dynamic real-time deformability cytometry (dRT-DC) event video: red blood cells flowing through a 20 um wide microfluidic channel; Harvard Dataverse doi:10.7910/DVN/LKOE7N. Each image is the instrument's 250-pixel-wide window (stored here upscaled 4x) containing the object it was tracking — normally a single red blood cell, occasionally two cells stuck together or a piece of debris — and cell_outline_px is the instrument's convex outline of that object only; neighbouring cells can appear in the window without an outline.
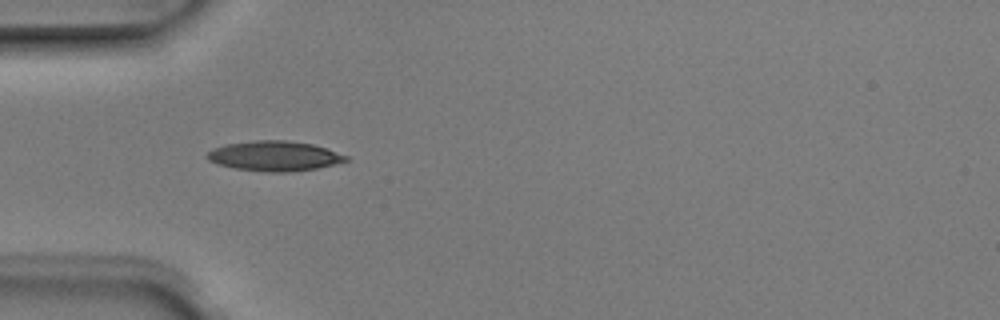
{"species": "Egyptian fruit bat (a non-hibernating species)", "species_latin": "Rousettus aegyptiacus", "temperature_condition": "room temperature", "stored_images_in_passage": 6, "camera_frame_rate_fps": 3000, "um_per_image_px": 0.085, "animal": {"sex": "male"}, "frame": {"image": 1, "passage_image": 5, "time_ms": 1.333, "image_size_px": [1000, 320], "cell_outline_px": [[348, 160], [316, 168], [288, 172], [264, 172], [236, 168], [220, 164], [208, 160], [204, 156], [212, 148], [224, 144], [256, 140], [288, 140], [312, 144], [348, 156]], "centroid_in_image_um": [23.27, 13.25], "position_along_channel_um": 61.7, "area_um2": 24.04}}
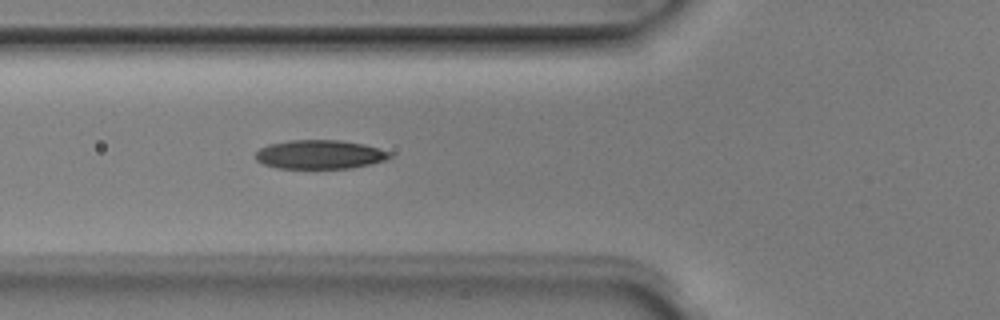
{"frame": {"image": 2, "passage_image": 6, "time_ms": 1.667, "image_size_px": [1000, 320], "cell_outline_px": [[392, 156], [384, 160], [372, 164], [352, 168], [276, 168], [264, 164], [256, 160], [256, 152], [260, 148], [268, 144], [288, 140], [340, 140], [364, 144], [380, 148], [392, 152]], "centroid_in_image_um": [27.2, 13.12], "position_along_channel_um": 98.6, "area_um2": 22.77}}